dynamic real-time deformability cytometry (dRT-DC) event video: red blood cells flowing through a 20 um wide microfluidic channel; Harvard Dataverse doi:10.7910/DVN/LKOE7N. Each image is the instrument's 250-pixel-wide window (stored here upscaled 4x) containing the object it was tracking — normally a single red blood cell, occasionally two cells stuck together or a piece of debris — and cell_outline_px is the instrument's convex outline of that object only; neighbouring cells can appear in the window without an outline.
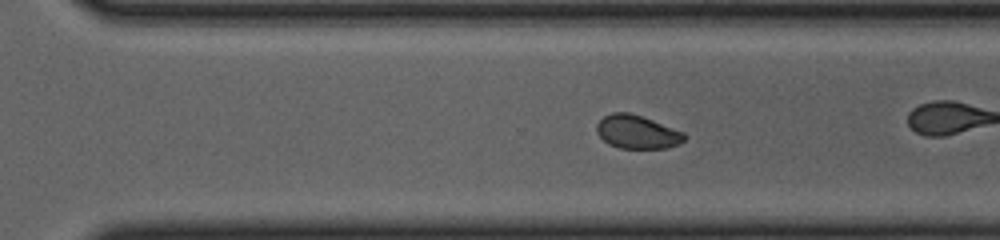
{"species": "common noctule bat (a hibernating species)", "species_latin": "Nyctalus noctula", "temperature_condition": "cold", "stored_images_in_passage": 52, "camera_frame_rate_fps": 3000, "um_per_image_px": 0.085, "animal": {"sex": "female", "body_mass_g": 23.0, "forearm_length_mm": 53.4}, "frame": {"image": 1, "passage_image": 37, "time_ms": 12.0, "image_size_px": [1000, 240], "cell_outline_px": [[688, 136], [680, 144], [668, 148], [620, 148], [608, 144], [596, 132], [596, 124], [604, 116], [612, 112], [628, 112], [652, 120], [684, 132]], "centroid_in_image_um": [54.16, 11.22], "position_along_channel_um": 316.4, "area_um2": 17.11}, "authors_computed_cell_mechanics": {"area_um2": 17.8891, "velocity_mm_per_s": 3.6784, "shape_relaxation_time_tau1_ms": 6.9952, "shape_relaxation_time_tau2_ms": 1.4375, "deformation_change_tau1": 0.0904, "deformation_change_tau2": 0.0445}}